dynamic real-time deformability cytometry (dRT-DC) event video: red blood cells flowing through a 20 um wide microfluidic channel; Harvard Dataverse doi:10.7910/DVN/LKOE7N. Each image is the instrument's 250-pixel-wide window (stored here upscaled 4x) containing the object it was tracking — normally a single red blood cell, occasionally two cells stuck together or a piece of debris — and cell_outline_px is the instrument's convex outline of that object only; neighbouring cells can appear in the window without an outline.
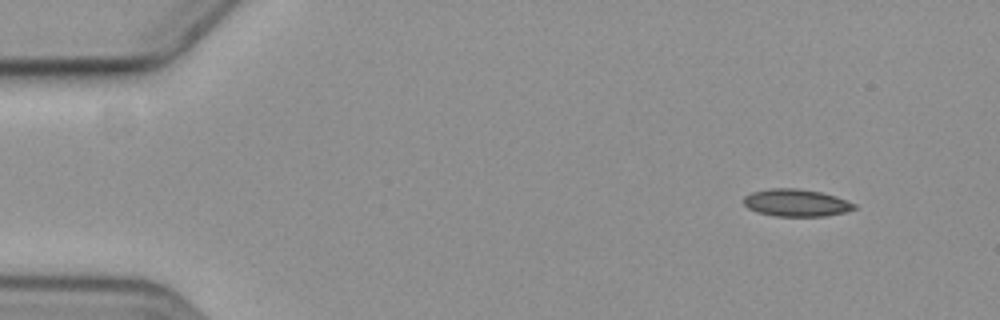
{"species": "common noctule bat (a hibernating species)", "species_latin": "Nyctalus noctula", "temperature_condition": "cold", "stored_images_in_passage": 8, "camera_frame_rate_fps": 3000, "um_per_image_px": 0.085, "animal": {"sex": "female", "body_mass_g": 19.3, "forearm_length_mm": 54.1}, "frame": {"image": 1, "passage_image": 1, "time_ms": 0.0, "image_size_px": [1000, 320], "cell_outline_px": [[856, 208], [844, 212], [824, 216], [776, 216], [760, 212], [748, 208], [744, 204], [744, 196], [752, 192], [768, 188], [796, 188], [820, 192], [836, 196], [856, 204]], "centroid_in_image_um": [67.67, 17.23], "position_along_channel_um": 17.3, "area_um2": 17.46}}
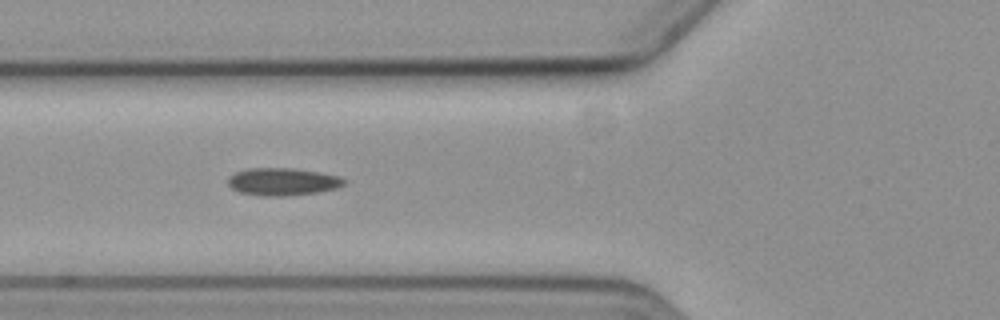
{"frame": {"image": 2, "passage_image": 5, "time_ms": 5.333, "image_size_px": [1000, 320], "cell_outline_px": [[348, 180], [344, 184], [336, 188], [316, 192], [284, 196], [264, 196], [240, 192], [232, 188], [228, 184], [228, 176], [236, 172], [248, 168], [292, 168], [320, 172], [340, 176]], "centroid_in_image_um": [24.03, 15.43], "position_along_channel_um": 101.8, "area_um2": 18.61}}
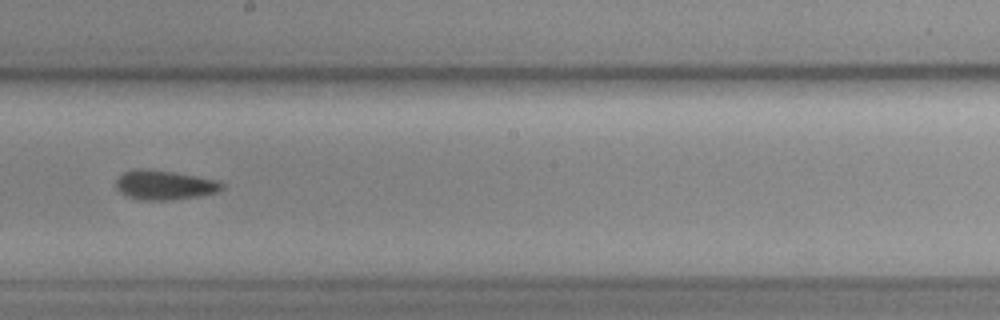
{"frame": {"image": 3, "passage_image": 8, "time_ms": 9.0, "image_size_px": [1000, 320], "cell_outline_px": [[224, 188], [216, 192], [200, 196], [172, 200], [136, 200], [120, 192], [116, 188], [116, 180], [124, 172], [140, 168], [172, 172], [216, 180], [224, 184]], "centroid_in_image_um": [13.97, 15.74], "position_along_channel_um": 234.2, "area_um2": 18.03}}